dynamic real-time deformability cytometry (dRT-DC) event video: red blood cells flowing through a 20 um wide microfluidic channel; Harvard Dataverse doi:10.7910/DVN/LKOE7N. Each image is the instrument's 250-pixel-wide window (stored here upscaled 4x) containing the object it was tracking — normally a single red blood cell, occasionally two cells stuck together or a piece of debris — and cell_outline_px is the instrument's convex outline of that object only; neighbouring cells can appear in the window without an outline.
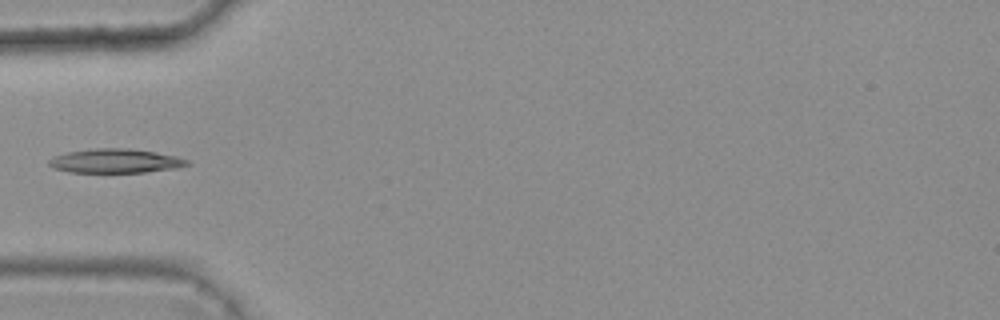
{"species": "common noctule bat (a hibernating species)", "species_latin": "Nyctalus noctula", "temperature_condition": "warm", "stored_images_in_passage": 5, "camera_frame_rate_fps": 3000, "um_per_image_px": 0.085, "animal": {"sex": "female", "body_mass_g": 25.1}, "frame": {"image": 1, "passage_image": 5, "time_ms": 1.333, "image_size_px": [1000, 320], "cell_outline_px": [[188, 164], [176, 168], [144, 172], [68, 172], [52, 168], [48, 164], [48, 160], [52, 156], [68, 152], [96, 148], [128, 148], [156, 152], [176, 156], [188, 160]], "centroid_in_image_um": [9.75, 13.67], "position_along_channel_um": 75.2, "area_um2": 19.36}}